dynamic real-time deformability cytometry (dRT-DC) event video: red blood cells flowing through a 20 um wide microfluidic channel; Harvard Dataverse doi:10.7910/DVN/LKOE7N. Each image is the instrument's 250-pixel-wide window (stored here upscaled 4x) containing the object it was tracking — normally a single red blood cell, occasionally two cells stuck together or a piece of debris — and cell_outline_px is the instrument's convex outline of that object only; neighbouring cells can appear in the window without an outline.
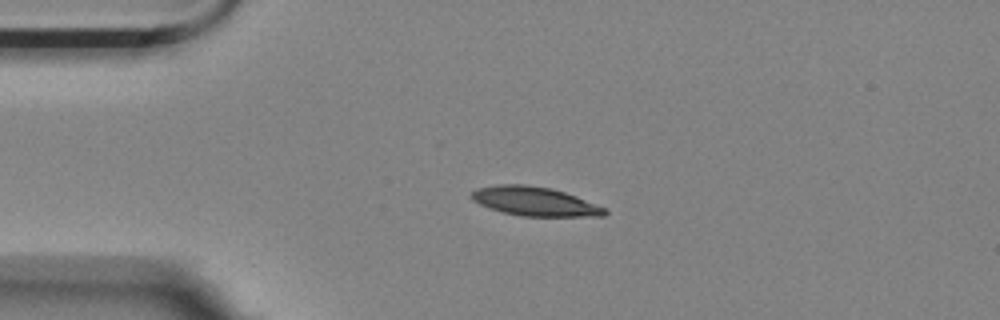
{"species": "Egyptian fruit bat (a non-hibernating species)", "species_latin": "Rousettus aegyptiacus", "temperature_condition": "room temperature", "stored_images_in_passage": 5, "camera_frame_rate_fps": 3000, "um_per_image_px": 0.085, "animal": {"sex": "female"}, "frame": {"image": 1, "passage_image": 4, "time_ms": 1.0, "image_size_px": [1000, 320], "cell_outline_px": [[608, 212], [604, 216], [520, 216], [504, 212], [480, 204], [472, 200], [472, 192], [476, 188], [496, 184], [524, 184], [552, 188], [576, 196], [604, 208]], "centroid_in_image_um": [45.44, 17.1], "position_along_channel_um": 39.6, "area_um2": 22.31}}